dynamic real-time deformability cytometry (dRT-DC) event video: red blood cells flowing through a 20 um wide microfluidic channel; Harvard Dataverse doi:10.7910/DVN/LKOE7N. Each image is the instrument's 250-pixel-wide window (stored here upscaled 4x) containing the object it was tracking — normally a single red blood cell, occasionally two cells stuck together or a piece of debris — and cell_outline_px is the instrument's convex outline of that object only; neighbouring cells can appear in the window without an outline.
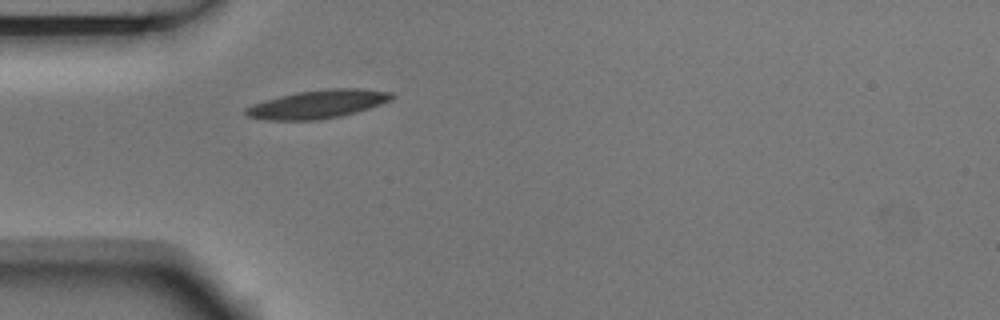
{"species": "Egyptian fruit bat (a non-hibernating species)", "species_latin": "Rousettus aegyptiacus", "temperature_condition": "room temperature", "stored_images_in_passage": 1, "camera_frame_rate_fps": 3000, "um_per_image_px": 0.085, "animal": {"sex": "male"}, "frame": {"image": 1, "passage_image": 1, "time_ms": 0.0, "image_size_px": [1000, 320], "cell_outline_px": [[396, 96], [392, 100], [356, 112], [340, 116], [316, 120], [268, 120], [248, 116], [244, 112], [244, 108], [252, 104], [264, 100], [296, 92], [328, 88], [364, 88], [392, 92]], "centroid_in_image_um": [27.03, 8.84], "position_along_channel_um": 58.0, "area_um2": 24.22}}